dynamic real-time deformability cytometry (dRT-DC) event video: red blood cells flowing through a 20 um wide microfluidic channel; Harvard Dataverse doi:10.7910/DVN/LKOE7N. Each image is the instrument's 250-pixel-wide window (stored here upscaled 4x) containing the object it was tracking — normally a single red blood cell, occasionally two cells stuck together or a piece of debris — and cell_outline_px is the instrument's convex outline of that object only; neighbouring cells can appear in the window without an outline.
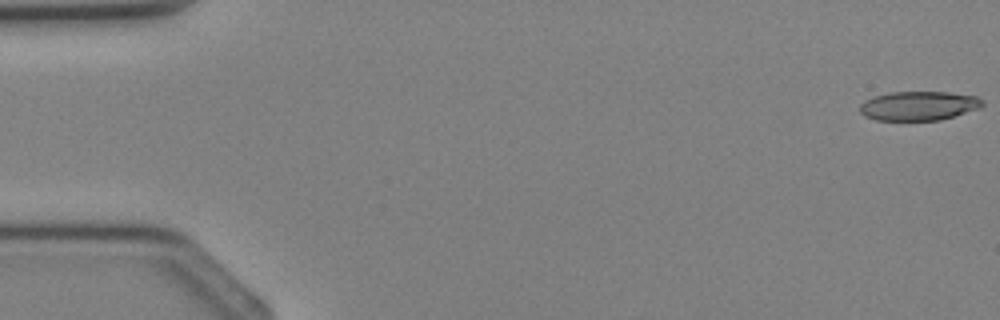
{"species": "Egyptian fruit bat (a non-hibernating species)", "species_latin": "Rousettus aegyptiacus", "temperature_condition": "cold", "stored_images_in_passage": 4, "camera_frame_rate_fps": 3000, "um_per_image_px": 0.085, "animal": {"sex": "female"}, "frame": {"image": 1, "passage_image": 1, "time_ms": 0.0, "image_size_px": [1000, 320], "cell_outline_px": [[984, 104], [980, 108], [940, 120], [876, 120], [864, 116], [860, 112], [860, 104], [864, 100], [872, 96], [892, 92], [948, 92], [976, 96], [984, 100]], "centroid_in_image_um": [78.08, 8.99], "position_along_channel_um": 6.9, "area_um2": 20.92}}
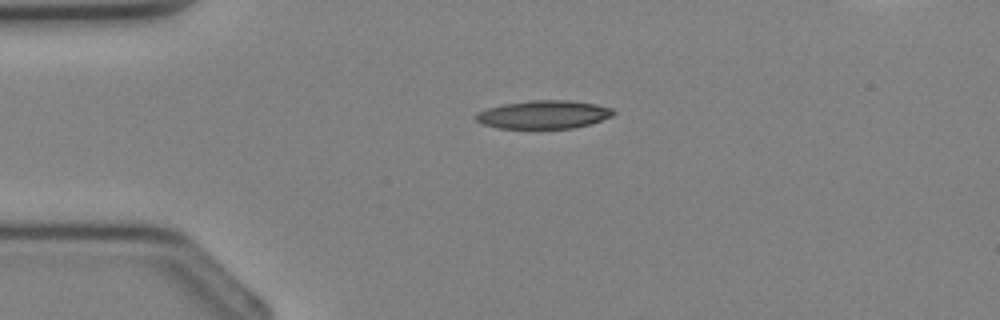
{"frame": {"image": 2, "passage_image": 3, "time_ms": 2.667, "image_size_px": [1000, 320], "cell_outline_px": [[616, 112], [612, 116], [592, 124], [572, 128], [500, 128], [484, 124], [476, 120], [476, 112], [488, 108], [504, 104], [528, 100], [568, 100], [596, 104], [612, 108]], "centroid_in_image_um": [46.25, 9.73], "position_along_channel_um": 38.8, "area_um2": 22.6}}